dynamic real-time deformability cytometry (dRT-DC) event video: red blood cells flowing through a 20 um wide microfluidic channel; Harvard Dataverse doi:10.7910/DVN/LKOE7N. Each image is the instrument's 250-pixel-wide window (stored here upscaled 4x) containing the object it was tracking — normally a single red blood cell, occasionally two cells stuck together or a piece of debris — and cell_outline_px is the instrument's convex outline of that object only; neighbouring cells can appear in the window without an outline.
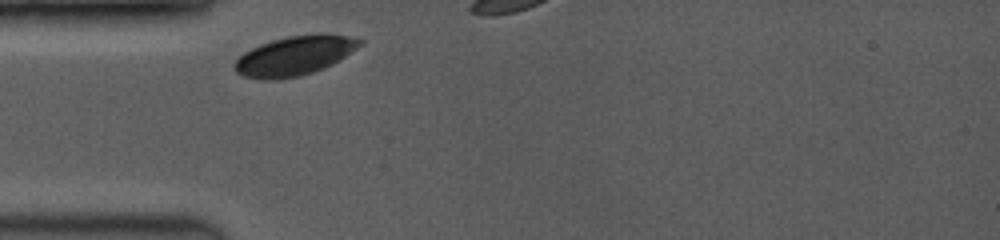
{"species": "common noctule bat (a hibernating species)", "species_latin": "Nyctalus noctula", "temperature_condition": "room temperature", "stored_images_in_passage": 3, "camera_frame_rate_fps": 3500, "um_per_image_px": 0.085, "animal": {"sex": "female", "body_mass_g": 19.0, "forearm_length_mm": 53.3}, "frame": {"image": 1, "passage_image": 1, "time_ms": 0.0, "image_size_px": [1000, 240], "cell_outline_px": [[364, 44], [332, 64], [324, 68], [300, 76], [272, 80], [260, 80], [244, 76], [236, 72], [232, 68], [236, 60], [244, 52], [260, 44], [272, 40], [288, 36], [320, 32], [348, 36], [364, 40]], "centroid_in_image_um": [25.05, 4.72], "position_along_channel_um": 60.0, "area_um2": 29.02}}